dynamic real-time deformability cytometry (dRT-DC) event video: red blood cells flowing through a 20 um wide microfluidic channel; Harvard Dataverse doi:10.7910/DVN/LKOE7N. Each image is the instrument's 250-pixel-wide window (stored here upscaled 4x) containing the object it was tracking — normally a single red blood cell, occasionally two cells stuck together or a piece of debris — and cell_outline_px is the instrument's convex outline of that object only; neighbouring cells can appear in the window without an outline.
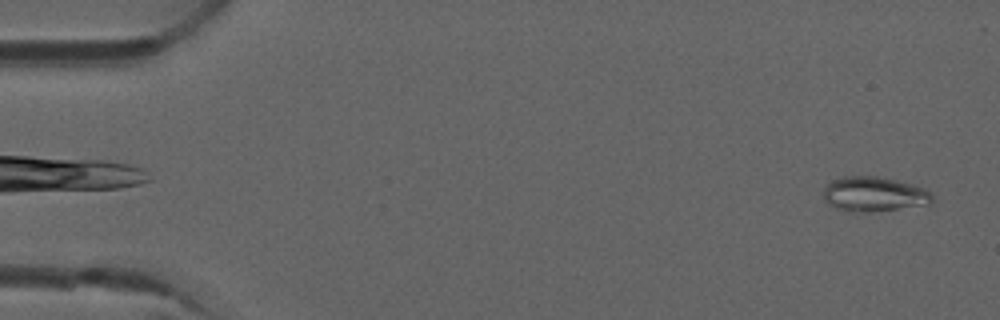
{"species": "common noctule bat (a hibernating species)", "species_latin": "Nyctalus noctula", "temperature_condition": "room temperature", "stored_images_in_passage": 4, "camera_frame_rate_fps": 3000, "um_per_image_px": 0.085, "animal": {"sex": "male", "forearm_length_mm": 52.5}, "frame": {"image": 1, "passage_image": 4, "time_ms": 1.0, "image_size_px": [1000, 320], "cell_outline_px": [[932, 200], [928, 204], [872, 212], [852, 212], [836, 208], [828, 204], [824, 200], [824, 188], [832, 180], [844, 176], [876, 176], [896, 180], [912, 184], [924, 188], [932, 196]], "centroid_in_image_um": [74.25, 16.5], "position_along_channel_um": 10.8, "area_um2": 21.91}}